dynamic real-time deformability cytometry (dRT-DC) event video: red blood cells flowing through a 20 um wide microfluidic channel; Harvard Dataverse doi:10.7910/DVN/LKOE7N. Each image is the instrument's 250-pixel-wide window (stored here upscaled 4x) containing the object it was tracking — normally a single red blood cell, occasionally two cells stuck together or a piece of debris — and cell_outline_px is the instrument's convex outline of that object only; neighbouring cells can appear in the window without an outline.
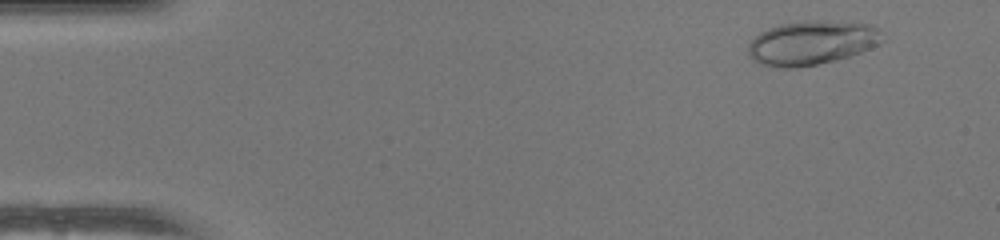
{"species": "human", "species_latin": "Homo sapiens", "temperature_condition": "warm", "stored_images_in_passage": 51, "camera_frame_rate_fps": 3000, "um_per_image_px": 0.085, "donor": {"sex": "female"}, "frame": {"image": 1, "passage_image": 5, "time_ms": 1.333, "image_size_px": [1000, 240], "cell_outline_px": [[884, 40], [880, 44], [860, 52], [836, 60], [796, 68], [784, 68], [760, 64], [748, 52], [748, 44], [760, 32], [768, 28], [780, 24], [804, 20], [840, 20], [868, 24], [884, 32]], "centroid_in_image_um": [69.05, 3.61], "position_along_channel_um": 16.0, "area_um2": 34.74}}
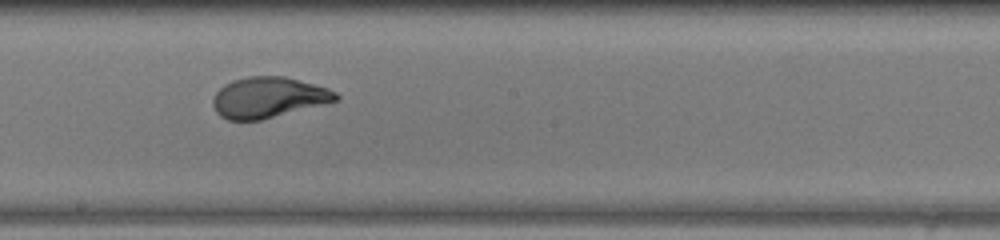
{"frame": {"image": 2, "passage_image": 29, "time_ms": 9.333, "image_size_px": [1000, 240], "cell_outline_px": [[340, 100], [260, 120], [228, 120], [220, 116], [216, 112], [212, 104], [212, 100], [216, 92], [224, 84], [232, 80], [248, 76], [284, 76], [328, 88], [336, 92], [340, 96]], "centroid_in_image_um": [22.8, 8.28], "position_along_channel_um": 225.4, "area_um2": 29.19}}
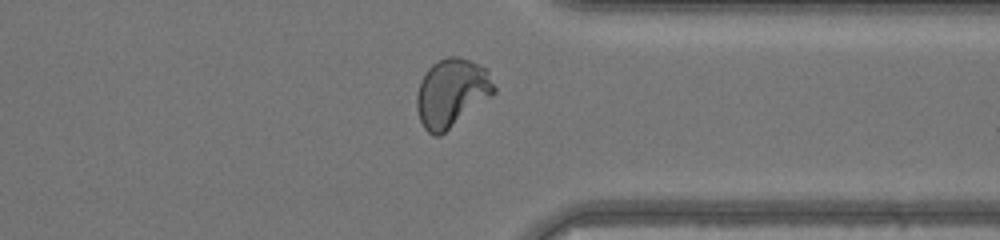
{"frame": {"image": 3, "passage_image": 40, "time_ms": 13.0, "image_size_px": [1000, 240], "cell_outline_px": [[496, 92], [492, 96], [440, 136], [436, 136], [428, 132], [424, 128], [420, 120], [416, 108], [416, 96], [420, 80], [428, 68], [436, 60], [448, 56], [456, 56], [468, 60], [488, 68], [496, 88]], "centroid_in_image_um": [38.39, 7.88], "position_along_channel_um": 373.0, "area_um2": 31.04}, "authors_computed_cell_mechanics": {"area_um2": 30.634, "velocity_mm_per_s": 4.0912, "shape_relaxation_time_tau1_ms": 4.976, "shape_relaxation_time_tau2_ms": null, "deformation_change_tau1": 0.2231, "deformation_change_tau2": null}}